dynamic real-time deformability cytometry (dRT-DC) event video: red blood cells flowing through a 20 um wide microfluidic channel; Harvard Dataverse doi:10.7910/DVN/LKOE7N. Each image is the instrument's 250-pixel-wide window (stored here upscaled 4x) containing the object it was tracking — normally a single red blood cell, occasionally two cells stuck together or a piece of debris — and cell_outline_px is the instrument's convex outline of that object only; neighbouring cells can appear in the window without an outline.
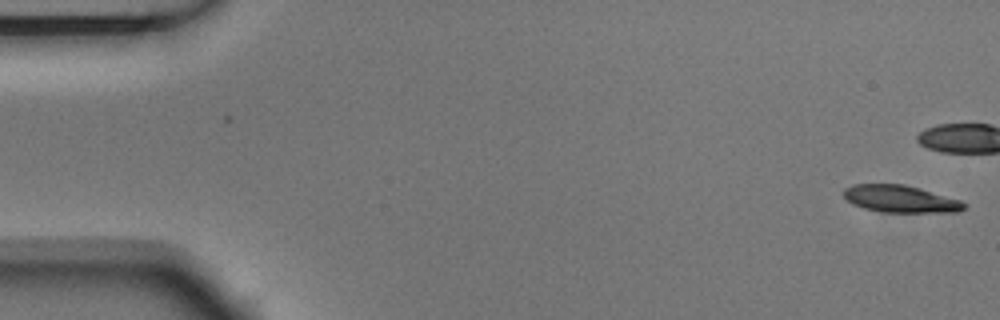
{"species": "Egyptian fruit bat (a non-hibernating species)", "species_latin": "Rousettus aegyptiacus", "temperature_condition": "room temperature", "stored_images_in_passage": 5, "camera_frame_rate_fps": 3000, "um_per_image_px": 0.085, "animal": {"sex": "male"}, "frame": {"image": 1, "passage_image": 1, "time_ms": 0.0, "image_size_px": [1000, 320], "cell_outline_px": [[968, 204], [964, 208], [956, 212], [884, 212], [864, 208], [852, 204], [844, 196], [844, 188], [852, 184], [904, 184], [920, 188], [960, 200]], "centroid_in_image_um": [76.54, 16.9], "position_along_channel_um": 8.5, "area_um2": 19.02}}
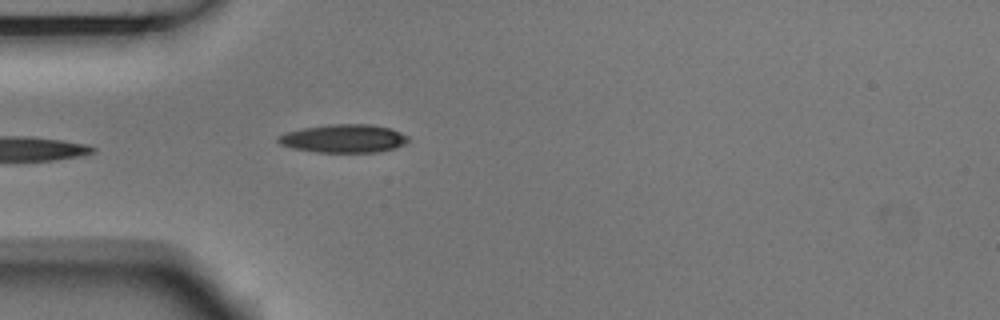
{"frame": {"image": 2, "passage_image": 5, "time_ms": 1.333, "image_size_px": [1000, 320], "cell_outline_px": [[408, 140], [404, 144], [396, 148], [376, 152], [316, 152], [292, 148], [280, 144], [276, 140], [276, 136], [284, 132], [300, 128], [328, 124], [372, 124], [392, 128], [408, 136]], "centroid_in_image_um": [29.18, 11.76], "position_along_channel_um": 55.8, "area_um2": 21.73}}